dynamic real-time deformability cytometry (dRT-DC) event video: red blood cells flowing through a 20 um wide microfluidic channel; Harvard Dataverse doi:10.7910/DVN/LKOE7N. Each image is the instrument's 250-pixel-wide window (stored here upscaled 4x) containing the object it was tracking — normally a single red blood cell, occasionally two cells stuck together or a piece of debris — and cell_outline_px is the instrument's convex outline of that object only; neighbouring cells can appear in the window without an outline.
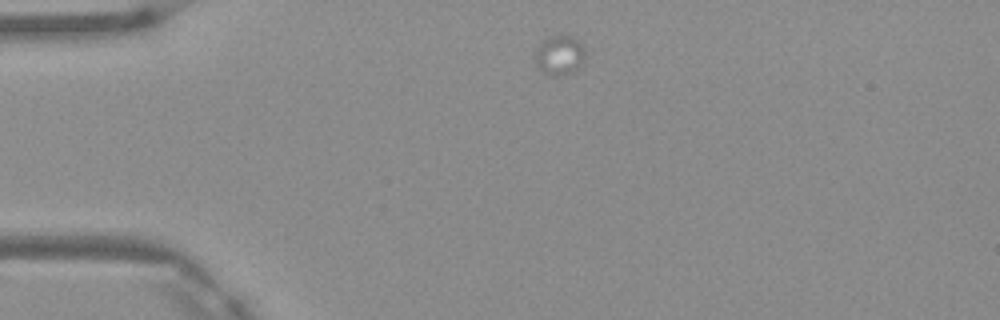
{"species": "Egyptian fruit bat (a non-hibernating species)", "species_latin": "Rousettus aegyptiacus", "temperature_condition": "warm", "stored_images_in_passage": 2, "camera_frame_rate_fps": 3000, "um_per_image_px": 0.085, "frame": {"image": 1, "passage_image": 1, "time_ms": 0.0, "image_size_px": [1000, 320], "cell_outline_px": [[584, 64], [572, 72], [556, 76], [548, 76], [536, 64], [532, 56], [536, 48], [548, 36], [572, 36], [580, 40], [584, 44]], "centroid_in_image_um": [47.56, 4.69], "position_along_channel_um": 37.4, "area_um2": 11.85}}